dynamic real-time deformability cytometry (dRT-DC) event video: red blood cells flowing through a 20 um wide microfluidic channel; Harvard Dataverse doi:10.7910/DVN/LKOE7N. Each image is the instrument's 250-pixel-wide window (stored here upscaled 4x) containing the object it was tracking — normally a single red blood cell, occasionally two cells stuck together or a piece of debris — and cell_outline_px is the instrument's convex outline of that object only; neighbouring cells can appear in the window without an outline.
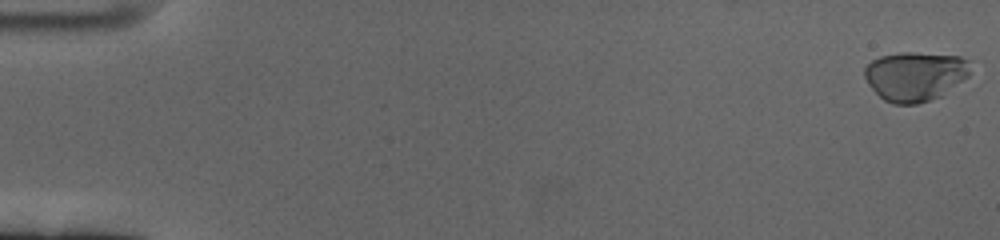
{"species": "human", "species_latin": "Homo sapiens", "temperature_condition": "cold", "stored_images_in_passage": 62, "camera_frame_rate_fps": 3000, "um_per_image_px": 0.085, "donor": {"sex": "female"}, "frame": {"image": 1, "passage_image": 1, "time_ms": 0.0, "image_size_px": [1000, 240], "cell_outline_px": [[968, 76], [940, 96], [916, 104], [892, 104], [884, 100], [868, 84], [864, 76], [864, 68], [872, 60], [880, 56], [900, 52], [912, 52], [960, 56], [968, 60]], "centroid_in_image_um": [77.74, 6.46], "position_along_channel_um": 7.3, "area_um2": 30.17}}
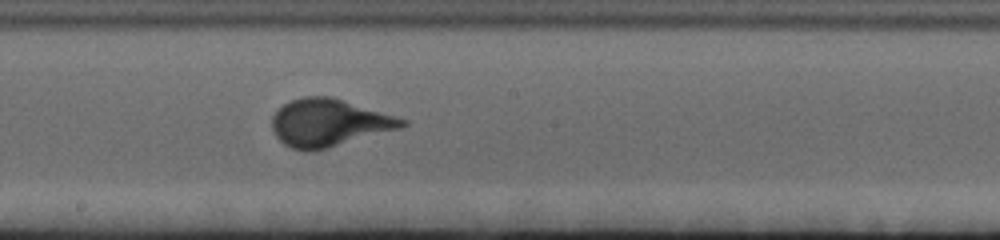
{"frame": {"image": 2, "passage_image": 35, "time_ms": 11.333, "image_size_px": [1000, 240], "cell_outline_px": [[408, 124], [400, 128], [328, 148], [308, 152], [292, 148], [284, 144], [276, 136], [272, 128], [272, 116], [284, 104], [292, 100], [304, 96], [332, 96], [408, 120]], "centroid_in_image_um": [27.95, 10.43], "position_along_channel_um": 220.2, "area_um2": 35.78}}
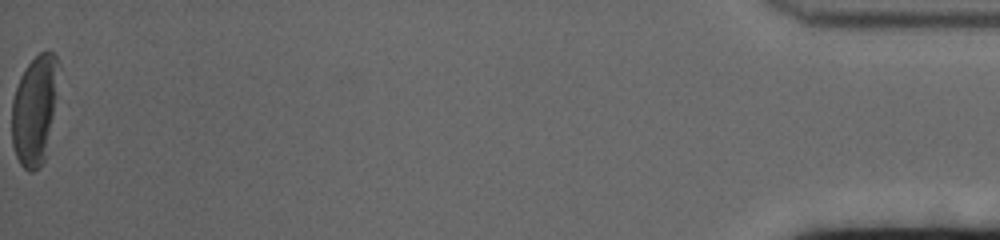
{"frame": {"image": 3, "passage_image": 62, "time_ms": 20.333, "image_size_px": [1000, 240], "cell_outline_px": [[60, 68], [52, 116], [44, 160], [40, 168], [32, 172], [28, 172], [20, 164], [16, 156], [12, 144], [12, 100], [20, 76], [24, 68], [40, 52], [48, 48], [56, 56], [60, 64]], "centroid_in_image_um": [2.93, 9.3], "position_along_channel_um": 432.3, "area_um2": 29.77}}